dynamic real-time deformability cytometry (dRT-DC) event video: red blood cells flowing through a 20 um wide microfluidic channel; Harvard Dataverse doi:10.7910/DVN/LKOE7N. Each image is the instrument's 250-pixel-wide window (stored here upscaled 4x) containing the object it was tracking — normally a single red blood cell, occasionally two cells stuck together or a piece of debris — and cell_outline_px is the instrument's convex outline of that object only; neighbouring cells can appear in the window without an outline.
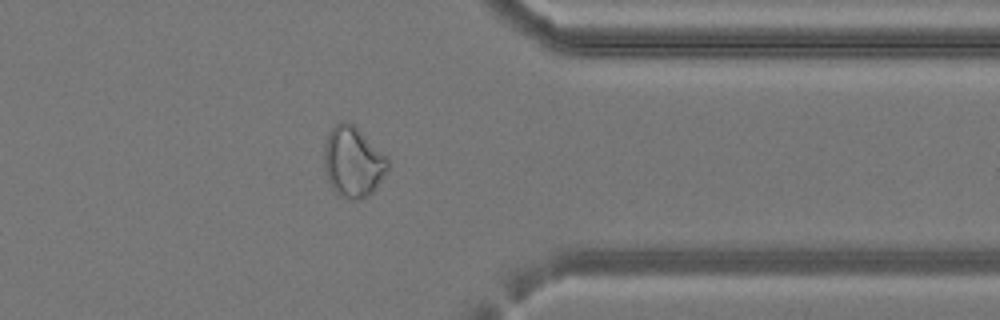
{"species": "common noctule bat (a hibernating species)", "species_latin": "Nyctalus noctula", "temperature_condition": "cold", "stored_images_in_passage": 30, "camera_frame_rate_fps": 3000, "um_per_image_px": 0.085, "animal": {"sex": "female", "body_mass_g": 24.6, "forearm_length_mm": 56.2}, "frame": {"image": 1, "passage_image": 22, "time_ms": 7.0, "image_size_px": [1000, 320], "cell_outline_px": [[388, 168], [372, 192], [368, 196], [360, 200], [352, 200], [340, 196], [332, 188], [328, 180], [324, 168], [324, 144], [332, 128], [336, 124], [344, 120], [352, 124], [388, 156]], "centroid_in_image_um": [30.0, 13.78], "position_along_channel_um": 381.4, "area_um2": 26.01}}